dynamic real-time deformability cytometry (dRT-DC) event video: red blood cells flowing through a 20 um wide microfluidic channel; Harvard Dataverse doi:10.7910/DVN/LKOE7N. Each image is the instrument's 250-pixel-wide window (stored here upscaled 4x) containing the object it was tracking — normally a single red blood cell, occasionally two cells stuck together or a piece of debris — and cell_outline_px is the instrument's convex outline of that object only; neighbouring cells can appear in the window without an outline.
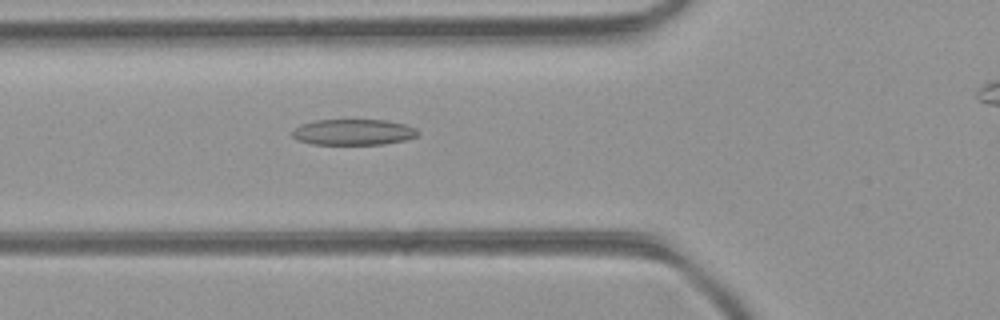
{"species": "common noctule bat (a hibernating species)", "species_latin": "Nyctalus noctula", "temperature_condition": "room temperature", "stored_images_in_passage": 36, "camera_frame_rate_fps": 3000, "um_per_image_px": 0.085, "animal": {"sex": "female", "body_mass_g": 21.9}, "frame": {"image": 1, "passage_image": 9, "time_ms": 2.667, "image_size_px": [1000, 320], "cell_outline_px": [[420, 132], [416, 136], [404, 140], [384, 144], [312, 144], [296, 140], [292, 136], [292, 128], [300, 124], [316, 120], [388, 120], [404, 124], [416, 128]], "centroid_in_image_um": [30.0, 11.22], "position_along_channel_um": 95.8, "area_um2": 19.07}}
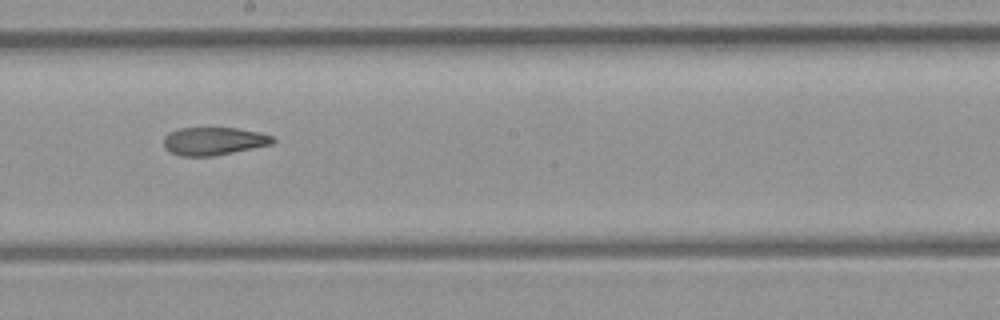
{"frame": {"image": 2, "passage_image": 19, "time_ms": 6.0, "image_size_px": [1000, 320], "cell_outline_px": [[276, 140], [272, 144], [212, 156], [180, 156], [168, 152], [164, 148], [164, 136], [168, 132], [180, 128], [236, 128], [260, 132], [272, 136]], "centroid_in_image_um": [18.12, 11.99], "position_along_channel_um": 230.1, "area_um2": 17.8}}
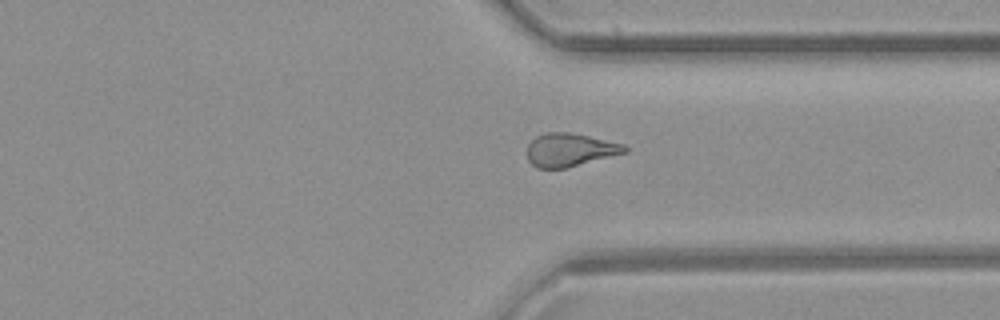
{"frame": {"image": 3, "passage_image": 29, "time_ms": 9.333, "image_size_px": [1000, 320], "cell_outline_px": [[628, 152], [564, 168], [536, 168], [528, 160], [528, 144], [536, 136], [544, 132], [568, 132], [588, 136], [624, 144], [628, 148]], "centroid_in_image_um": [48.43, 12.73], "position_along_channel_um": 363.0, "area_um2": 18.73}, "authors_computed_cell_mechanics": {"area_um2": 18.9584, "velocity_mm_per_s": 3.9931, "shape_relaxation_time_tau1_ms": null, "shape_relaxation_time_tau2_ms": 4.382, "deformation_change_tau1": null, "deformation_change_tau2": 0.1384}}